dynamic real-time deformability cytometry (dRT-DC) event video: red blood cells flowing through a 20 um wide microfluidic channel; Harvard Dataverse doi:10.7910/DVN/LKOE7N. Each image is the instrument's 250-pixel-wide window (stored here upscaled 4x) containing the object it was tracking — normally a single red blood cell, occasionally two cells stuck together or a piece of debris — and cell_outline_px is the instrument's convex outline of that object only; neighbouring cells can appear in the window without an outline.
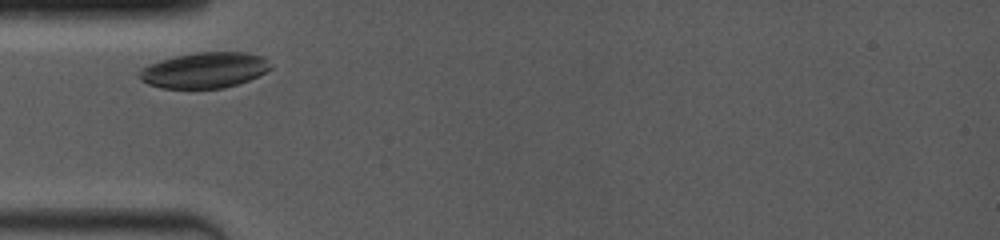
{"species": "common noctule bat (a hibernating species)", "species_latin": "Nyctalus noctula", "temperature_condition": "room temperature", "stored_images_in_passage": 15, "camera_frame_rate_fps": 4000, "um_per_image_px": 0.085, "animal": {"sex": "female", "body_mass_g": 19.0, "forearm_length_mm": 53.3}, "frame": {"image": 1, "passage_image": 1, "time_ms": 0.0, "image_size_px": [1000, 240], "cell_outline_px": [[272, 68], [248, 80], [224, 88], [160, 88], [148, 84], [140, 80], [136, 72], [140, 68], [148, 64], [160, 60], [176, 56], [196, 52], [248, 52], [264, 56], [268, 60]], "centroid_in_image_um": [17.34, 5.96], "position_along_channel_um": 67.7, "area_um2": 27.46}}
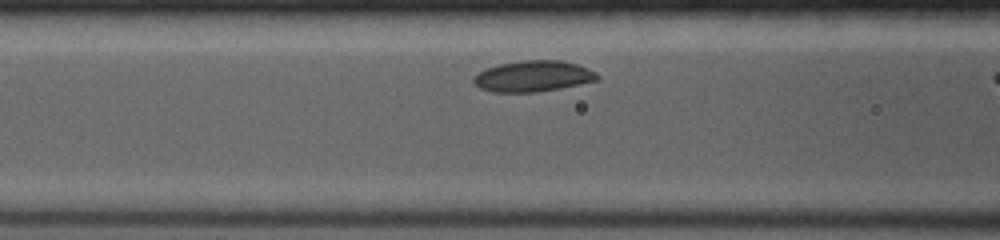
{"frame": {"image": 2, "passage_image": 3, "time_ms": 0.25, "image_size_px": [1000, 240], "cell_outline_px": [[600, 80], [560, 88], [536, 92], [492, 92], [480, 88], [472, 80], [472, 76], [484, 68], [500, 64], [520, 60], [560, 60], [576, 64], [596, 72], [600, 76]], "centroid_in_image_um": [45.29, 6.47], "position_along_channel_um": 121.3, "area_um2": 22.48}}
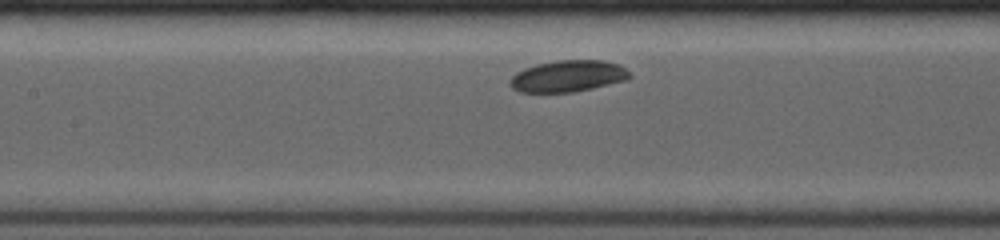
{"frame": {"image": 3, "passage_image": 12, "time_ms": 1.25, "image_size_px": [1000, 240], "cell_outline_px": [[632, 76], [628, 80], [592, 88], [572, 92], [520, 92], [512, 88], [508, 84], [508, 80], [516, 72], [524, 68], [536, 64], [556, 60], [604, 60], [620, 64]], "centroid_in_image_um": [48.26, 6.46], "position_along_channel_um": 159.1, "area_um2": 22.2}}